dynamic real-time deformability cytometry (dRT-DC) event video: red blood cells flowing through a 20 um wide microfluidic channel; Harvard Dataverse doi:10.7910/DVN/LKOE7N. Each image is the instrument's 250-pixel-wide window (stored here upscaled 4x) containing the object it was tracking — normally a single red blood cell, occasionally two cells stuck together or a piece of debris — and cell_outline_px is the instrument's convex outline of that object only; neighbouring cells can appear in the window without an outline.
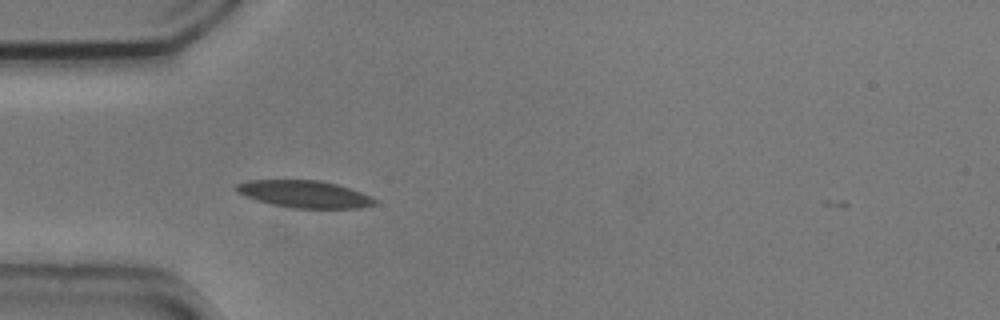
{"species": "common noctule bat (a hibernating species)", "species_latin": "Nyctalus noctula", "temperature_condition": "cold", "stored_images_in_passage": 39, "camera_frame_rate_fps": 3000, "um_per_image_px": 0.085, "animal": {"sex": "male", "body_mass_g": 20.5, "forearm_length_mm": 52.5}, "frame": {"image": 1, "passage_image": 1, "time_ms": 0.0, "image_size_px": [1000, 320], "cell_outline_px": [[376, 204], [360, 208], [292, 208], [272, 204], [256, 200], [244, 196], [236, 192], [236, 184], [248, 180], [320, 180], [336, 184], [372, 196], [376, 200]], "centroid_in_image_um": [25.86, 16.5], "position_along_channel_um": 59.1, "area_um2": 21.91}}
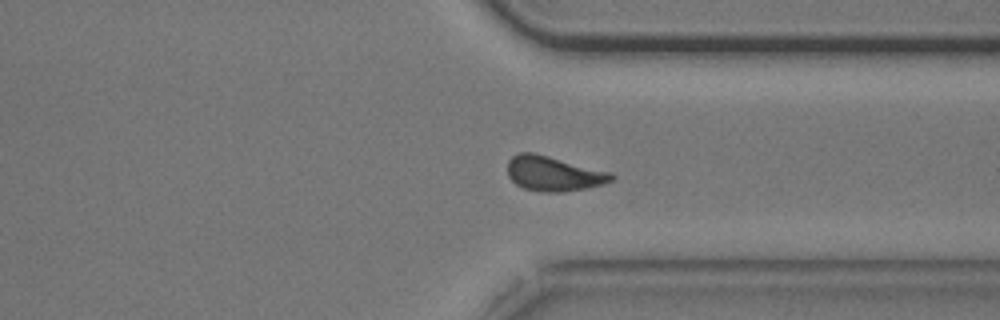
{"frame": {"image": 2, "passage_image": 26, "time_ms": 8.333, "image_size_px": [1000, 320], "cell_outline_px": [[616, 176], [612, 180], [604, 184], [564, 192], [544, 192], [524, 188], [516, 184], [508, 176], [508, 160], [512, 156], [520, 152], [532, 152], [612, 172]], "centroid_in_image_um": [47.06, 14.75], "position_along_channel_um": 364.3, "area_um2": 21.04}}
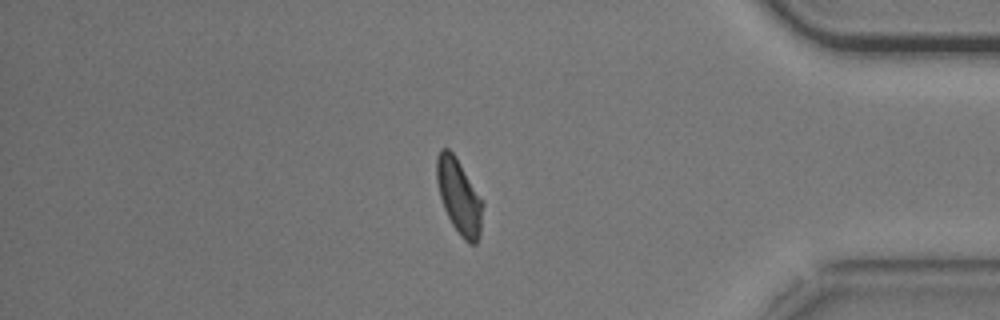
{"frame": {"image": 3, "passage_image": 31, "time_ms": 10.0, "image_size_px": [1000, 320], "cell_outline_px": [[484, 204], [480, 236], [476, 244], [468, 244], [460, 236], [452, 224], [444, 208], [440, 196], [436, 180], [436, 156], [440, 148], [448, 148], [456, 156], [484, 200]], "centroid_in_image_um": [39.04, 16.69], "position_along_channel_um": 396.2, "area_um2": 20.58}, "authors_computed_cell_mechanics": {"area_um2": 20.9814, "velocity_mm_per_s": 3.6962, "shape_relaxation_time_tau1_ms": 3.8121, "shape_relaxation_time_tau2_ms": 2.0982, "deformation_change_tau1": 0.1123, "deformation_change_tau2": 0.0585}}